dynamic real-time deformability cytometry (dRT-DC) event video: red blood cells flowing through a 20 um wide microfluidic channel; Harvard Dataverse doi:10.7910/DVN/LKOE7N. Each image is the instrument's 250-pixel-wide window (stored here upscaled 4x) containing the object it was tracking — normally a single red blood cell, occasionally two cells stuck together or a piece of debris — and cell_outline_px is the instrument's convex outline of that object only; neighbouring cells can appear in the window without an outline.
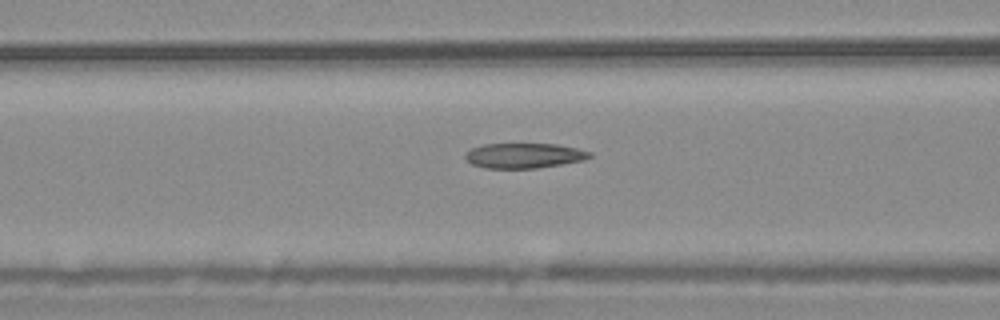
{"species": "common noctule bat (a hibernating species)", "species_latin": "Nyctalus noctula", "temperature_condition": "warm", "stored_images_in_passage": 49, "camera_frame_rate_fps": 3000, "um_per_image_px": 0.085, "animal": {"sex": "male", "body_mass_g": 20.4}, "frame": {"image": 1, "passage_image": 22, "time_ms": 7.0, "image_size_px": [1000, 320], "cell_outline_px": [[592, 156], [584, 160], [536, 168], [484, 168], [472, 164], [464, 156], [472, 148], [484, 144], [556, 144], [576, 148], [592, 152]], "centroid_in_image_um": [44.56, 13.22], "position_along_channel_um": 122.0, "area_um2": 17.98}}
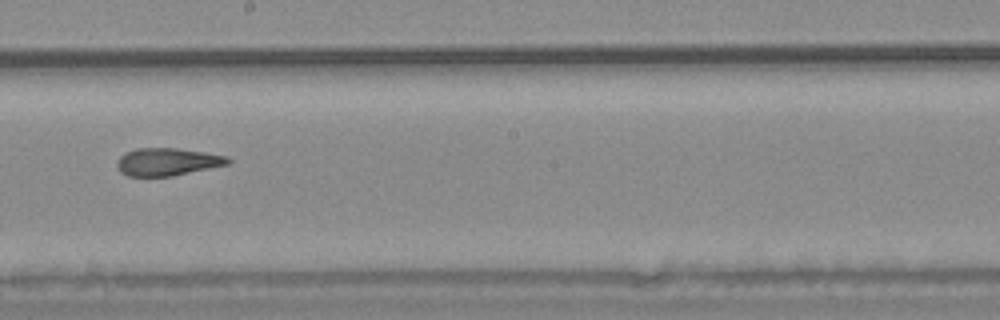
{"frame": {"image": 2, "passage_image": 31, "time_ms": 10.0, "image_size_px": [1000, 320], "cell_outline_px": [[232, 160], [228, 164], [172, 176], [128, 176], [120, 172], [116, 164], [120, 156], [136, 148], [176, 148], [204, 152], [228, 156]], "centroid_in_image_um": [14.23, 13.75], "position_along_channel_um": 234.0, "area_um2": 17.74}}
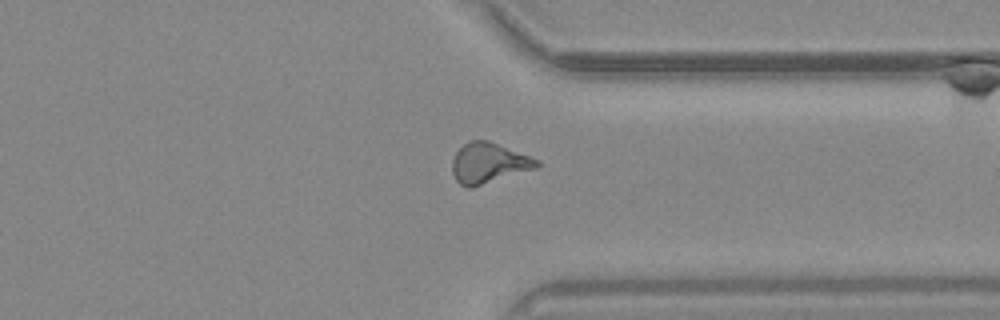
{"frame": {"image": 3, "passage_image": 42, "time_ms": 13.667, "image_size_px": [1000, 320], "cell_outline_px": [[540, 164], [536, 168], [472, 188], [468, 188], [460, 184], [456, 180], [452, 172], [452, 160], [456, 152], [468, 140], [488, 140], [540, 160]], "centroid_in_image_um": [41.52, 13.86], "position_along_channel_um": 369.9, "area_um2": 19.88}}